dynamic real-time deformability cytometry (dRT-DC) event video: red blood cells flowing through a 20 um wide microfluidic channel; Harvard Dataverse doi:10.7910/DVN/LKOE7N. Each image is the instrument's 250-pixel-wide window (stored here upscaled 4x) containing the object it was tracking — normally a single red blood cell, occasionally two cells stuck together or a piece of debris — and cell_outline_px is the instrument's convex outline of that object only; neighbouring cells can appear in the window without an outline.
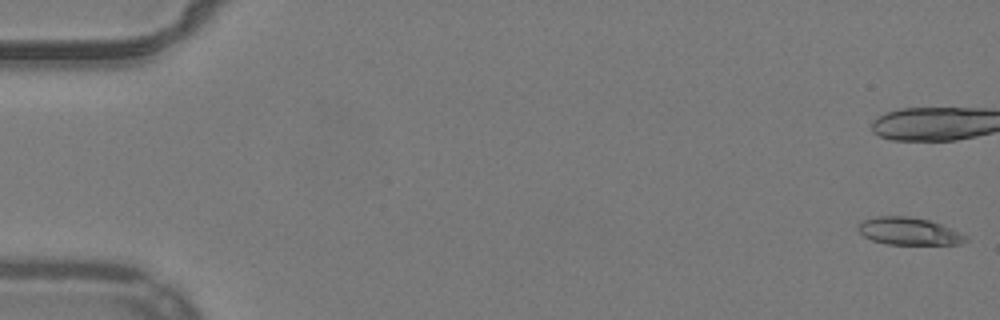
{"species": "common noctule bat (a hibernating species)", "species_latin": "Nyctalus noctula", "temperature_condition": "warm", "stored_images_in_passage": 21, "camera_frame_rate_fps": 3000, "um_per_image_px": 0.085, "animal": {"sex": "male", "body_mass_g": 19.2, "forearm_length_mm": 51.8}, "frame": {"image": 1, "passage_image": 1, "time_ms": 0.0, "image_size_px": [1000, 320], "cell_outline_px": [[968, 240], [960, 244], [888, 244], [872, 240], [864, 236], [856, 228], [864, 220], [876, 216], [908, 216], [928, 220], [940, 224], [968, 236]], "centroid_in_image_um": [77.25, 19.66], "position_along_channel_um": 7.7, "area_um2": 16.99}}